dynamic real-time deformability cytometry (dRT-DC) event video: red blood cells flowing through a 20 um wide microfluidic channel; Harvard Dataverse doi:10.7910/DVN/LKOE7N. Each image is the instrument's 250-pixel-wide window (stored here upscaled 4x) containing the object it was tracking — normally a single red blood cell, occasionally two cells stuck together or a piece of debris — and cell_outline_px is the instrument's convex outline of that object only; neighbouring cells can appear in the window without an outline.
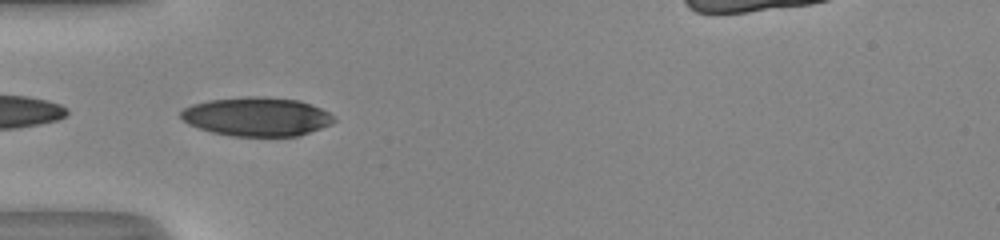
{"species": "human", "species_latin": "Homo sapiens", "temperature_condition": "room temperature", "stored_images_in_passage": 16, "camera_frame_rate_fps": 3000, "um_per_image_px": 0.085, "donor": {"sex": "male"}, "frame": {"image": 1, "passage_image": 1, "time_ms": 0.0, "image_size_px": [1000, 240], "cell_outline_px": [[336, 120], [332, 124], [300, 136], [232, 136], [212, 132], [188, 124], [180, 116], [180, 112], [184, 108], [192, 104], [208, 100], [248, 96], [264, 96], [300, 100], [320, 108], [328, 112]], "centroid_in_image_um": [21.83, 9.91], "position_along_channel_um": 63.2, "area_um2": 34.8}}